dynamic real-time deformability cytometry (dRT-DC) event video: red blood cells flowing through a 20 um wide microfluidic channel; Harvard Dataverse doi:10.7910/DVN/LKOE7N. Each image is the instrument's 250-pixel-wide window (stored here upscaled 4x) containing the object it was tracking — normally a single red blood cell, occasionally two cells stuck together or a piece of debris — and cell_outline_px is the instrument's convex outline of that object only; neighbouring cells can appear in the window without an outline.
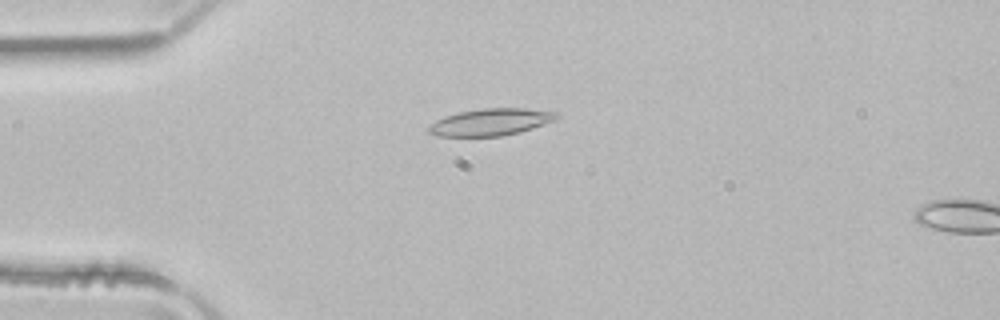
{"species": "common noctule bat (a hibernating species)", "species_latin": "Nyctalus noctula", "temperature_condition": "room temperature", "stored_images_in_passage": 13, "camera_frame_rate_fps": 3000, "um_per_image_px": 0.085, "animal": {"sex": "male", "body_mass_g": 21.5, "forearm_length_mm": 52.0}, "frame": {"image": 1, "passage_image": 10, "time_ms": 3.0, "image_size_px": [1000, 320], "cell_outline_px": [[560, 116], [556, 120], [520, 132], [500, 136], [436, 136], [428, 132], [428, 128], [436, 120], [444, 116], [460, 112], [480, 108], [524, 108], [560, 112]], "centroid_in_image_um": [41.75, 10.36], "position_along_channel_um": 43.2, "area_um2": 20.17}}